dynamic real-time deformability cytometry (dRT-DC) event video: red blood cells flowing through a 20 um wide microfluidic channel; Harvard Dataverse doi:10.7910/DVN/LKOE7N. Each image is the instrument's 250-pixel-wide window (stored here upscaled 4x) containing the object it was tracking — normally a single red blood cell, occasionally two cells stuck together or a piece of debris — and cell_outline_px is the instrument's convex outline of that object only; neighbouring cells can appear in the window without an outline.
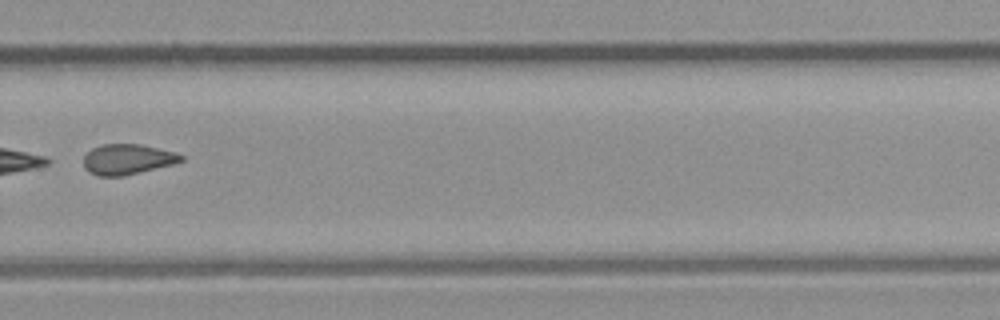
{"species": "common noctule bat (a hibernating species)", "species_latin": "Nyctalus noctula", "temperature_condition": "room temperature", "stored_images_in_passage": 24, "camera_frame_rate_fps": 3000, "um_per_image_px": 0.085, "animal": {"sex": "male", "body_mass_g": 23.1, "forearm_length_mm": 52.7}, "frame": {"image": 1, "passage_image": 14, "time_ms": 4.333, "image_size_px": [1000, 320], "cell_outline_px": [[184, 160], [172, 164], [124, 176], [96, 176], [88, 172], [84, 168], [84, 156], [92, 148], [104, 144], [140, 144], [176, 152], [184, 156]], "centroid_in_image_um": [10.82, 13.54], "position_along_channel_um": 319.0, "area_um2": 17.28}}